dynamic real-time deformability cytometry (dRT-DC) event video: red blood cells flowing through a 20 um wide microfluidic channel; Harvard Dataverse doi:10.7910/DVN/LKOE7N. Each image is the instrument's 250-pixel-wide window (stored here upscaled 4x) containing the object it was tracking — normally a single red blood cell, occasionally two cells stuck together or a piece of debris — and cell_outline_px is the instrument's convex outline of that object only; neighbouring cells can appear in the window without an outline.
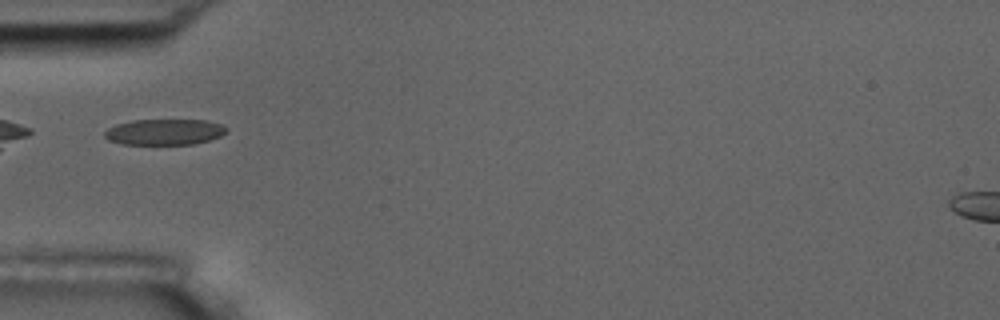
{"species": "common noctule bat (a hibernating species)", "species_latin": "Nyctalus noctula", "temperature_condition": "room temperature", "stored_images_in_passage": 36, "camera_frame_rate_fps": 3000, "um_per_image_px": 0.085, "animal": {"sex": "male", "body_mass_g": 17.5, "forearm_length_mm": 52.3}, "frame": {"image": 1, "passage_image": 1, "time_ms": 0.0, "image_size_px": [1000, 320], "cell_outline_px": [[228, 128], [220, 136], [208, 140], [192, 144], [124, 144], [108, 140], [104, 136], [104, 132], [108, 128], [116, 124], [132, 120], [208, 120], [220, 124]], "centroid_in_image_um": [13.95, 11.21], "position_along_channel_um": 71.0, "area_um2": 18.26}, "authors_computed_cell_mechanics": {"area_um2": 18.9584, "velocity_mm_per_s": 3.7265, "shape_relaxation_time_tau1_ms": null, "shape_relaxation_time_tau2_ms": 1.5952, "deformation_change_tau1": null, "deformation_change_tau2": 0.061}}